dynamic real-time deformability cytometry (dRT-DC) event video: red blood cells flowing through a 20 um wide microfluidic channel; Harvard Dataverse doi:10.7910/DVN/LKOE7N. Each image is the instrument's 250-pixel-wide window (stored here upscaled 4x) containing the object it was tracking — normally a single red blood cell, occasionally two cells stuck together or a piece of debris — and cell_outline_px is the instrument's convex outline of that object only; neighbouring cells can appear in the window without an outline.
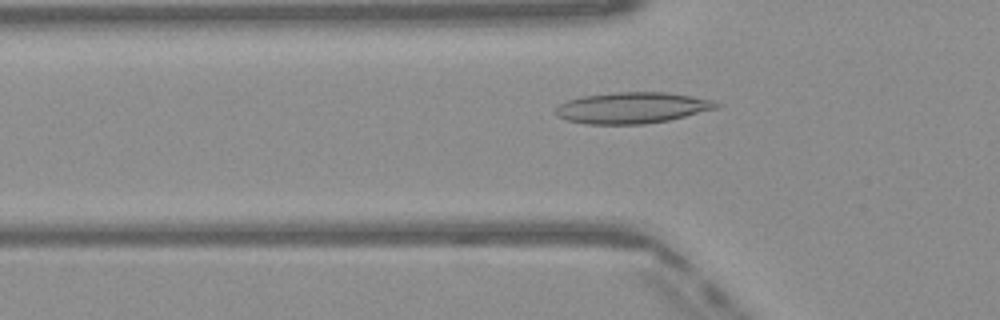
{"species": "Egyptian fruit bat (a non-hibernating species)", "species_latin": "Rousettus aegyptiacus", "temperature_condition": "warm", "stored_images_in_passage": 40, "camera_frame_rate_fps": 3000, "um_per_image_px": 0.085, "frame": {"image": 1, "passage_image": 7, "time_ms": 2.0, "image_size_px": [1000, 320], "cell_outline_px": [[720, 104], [716, 108], [668, 120], [644, 124], [588, 124], [568, 120], [560, 116], [556, 112], [556, 108], [560, 104], [568, 100], [584, 96], [616, 92], [664, 92], [692, 96], [716, 100]], "centroid_in_image_um": [53.76, 9.15], "position_along_channel_um": 72.0, "area_um2": 28.78}}
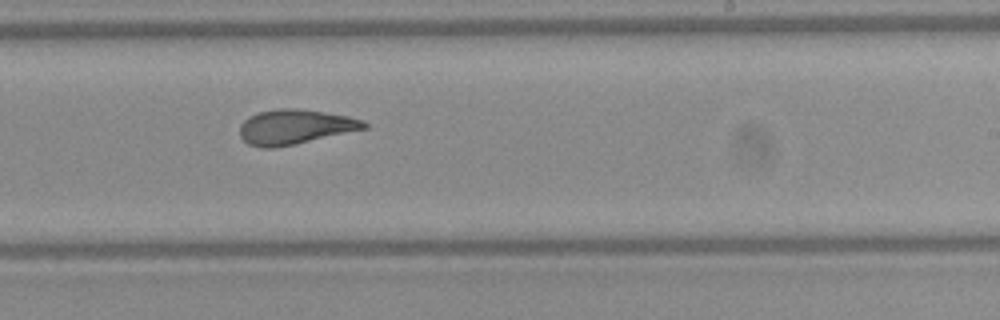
{"frame": {"image": 2, "passage_image": 21, "time_ms": 6.667, "image_size_px": [1000, 320], "cell_outline_px": [[368, 128], [292, 144], [272, 148], [260, 148], [248, 144], [240, 136], [240, 124], [248, 116], [260, 112], [280, 108], [300, 108], [348, 116], [364, 120], [368, 124]], "centroid_in_image_um": [25.06, 10.77], "position_along_channel_um": 263.9, "area_um2": 25.03}}
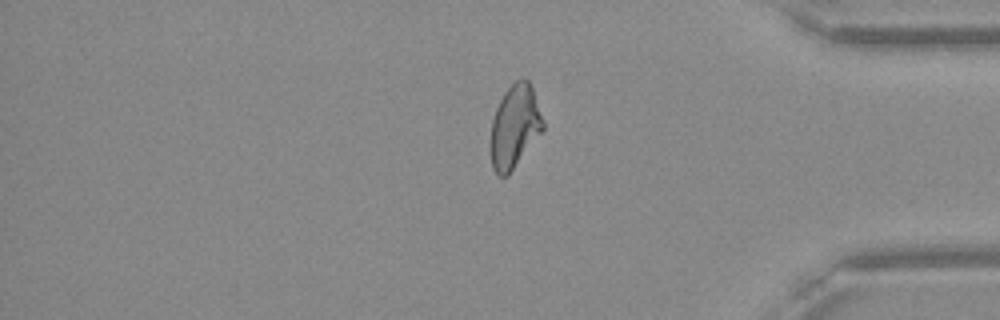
{"frame": {"image": 3, "passage_image": 32, "time_ms": 10.333, "image_size_px": [1000, 320], "cell_outline_px": [[544, 128], [508, 176], [500, 176], [492, 168], [492, 120], [496, 108], [504, 92], [516, 80], [524, 76], [528, 80], [532, 88], [544, 120]], "centroid_in_image_um": [43.77, 10.72], "position_along_channel_um": 391.4, "area_um2": 24.91}, "authors_computed_cell_mechanics": {"area_um2": 25.3742, "velocity_mm_per_s": 4.0878, "shape_relaxation_time_tau1_ms": null, "shape_relaxation_time_tau2_ms": 1.7089, "deformation_change_tau1": null, "deformation_change_tau2": 0.0765}}